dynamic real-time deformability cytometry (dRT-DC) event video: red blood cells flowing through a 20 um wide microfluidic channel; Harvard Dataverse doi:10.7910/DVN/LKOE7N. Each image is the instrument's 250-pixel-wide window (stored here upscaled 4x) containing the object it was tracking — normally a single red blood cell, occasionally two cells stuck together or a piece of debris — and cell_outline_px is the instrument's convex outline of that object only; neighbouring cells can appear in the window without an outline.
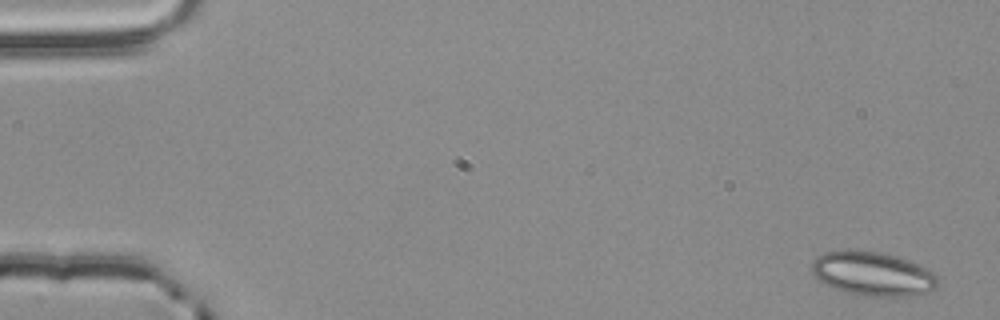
{"species": "common noctule bat (a hibernating species)", "species_latin": "Nyctalus noctula", "temperature_condition": "room temperature", "stored_images_in_passage": 3, "camera_frame_rate_fps": 3000, "um_per_image_px": 0.085, "animal": {"sex": "male", "body_mass_g": 20.4}, "frame": {"image": 1, "passage_image": 1, "time_ms": 0.0, "image_size_px": [1000, 320], "cell_outline_px": [[940, 284], [936, 288], [928, 292], [908, 296], [868, 296], [844, 292], [824, 284], [812, 272], [812, 260], [816, 256], [824, 252], [848, 248], [884, 252], [908, 260], [928, 268], [940, 280]], "centroid_in_image_um": [74.18, 23.24], "position_along_channel_um": 10.8, "area_um2": 32.95}}